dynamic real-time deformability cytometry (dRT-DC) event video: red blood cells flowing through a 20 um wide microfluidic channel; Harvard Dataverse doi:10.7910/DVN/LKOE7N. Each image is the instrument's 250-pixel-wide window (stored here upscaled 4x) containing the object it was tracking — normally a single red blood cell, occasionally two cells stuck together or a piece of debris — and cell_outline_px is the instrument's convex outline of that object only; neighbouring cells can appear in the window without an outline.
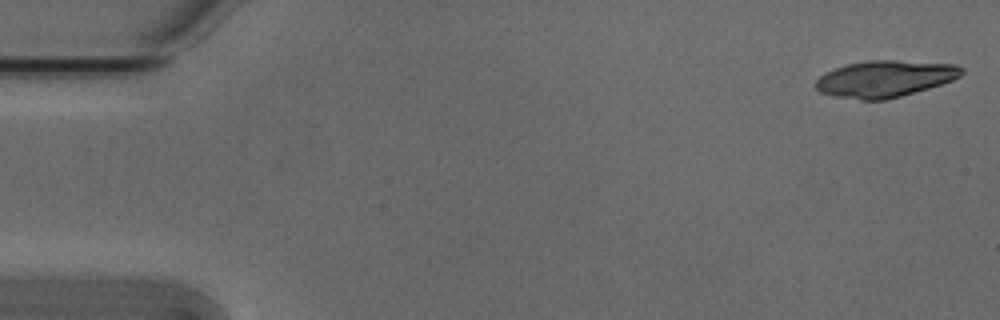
{"species": "Egyptian fruit bat (a non-hibernating species)", "species_latin": "Rousettus aegyptiacus", "temperature_condition": "cold", "stored_images_in_passage": 4, "camera_frame_rate_fps": 3000, "um_per_image_px": 0.085, "animal": {"sex": "male"}, "frame": {"image": 1, "passage_image": 1, "time_ms": 0.0, "image_size_px": [1000, 320], "cell_outline_px": [[964, 72], [960, 76], [952, 80], [928, 88], [900, 96], [884, 100], [860, 100], [836, 96], [820, 92], [816, 88], [816, 80], [824, 72], [848, 64], [868, 60], [896, 60], [956, 64], [964, 68]], "centroid_in_image_um": [75.23, 6.69], "position_along_channel_um": 9.8, "area_um2": 30.98}}